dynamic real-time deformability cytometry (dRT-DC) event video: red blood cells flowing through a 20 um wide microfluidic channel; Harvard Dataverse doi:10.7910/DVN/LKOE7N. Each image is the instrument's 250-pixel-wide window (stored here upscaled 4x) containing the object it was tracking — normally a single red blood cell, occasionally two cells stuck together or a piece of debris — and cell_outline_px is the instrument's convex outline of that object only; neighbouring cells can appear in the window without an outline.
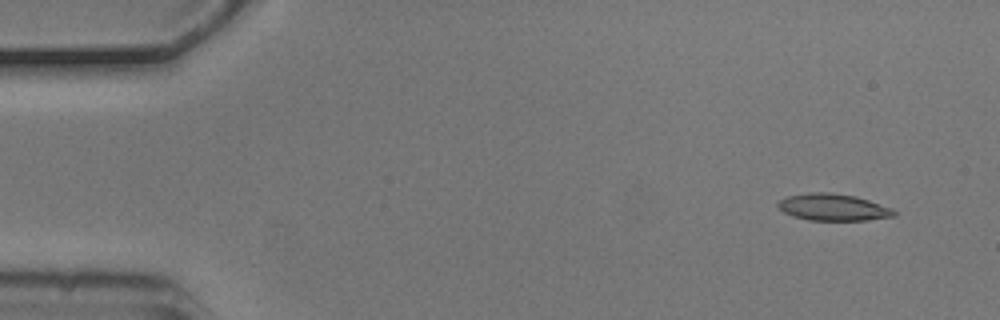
{"species": "common noctule bat (a hibernating species)", "species_latin": "Nyctalus noctula", "temperature_condition": "cold", "stored_images_in_passage": 5, "camera_frame_rate_fps": 3000, "um_per_image_px": 0.085, "animal": {"sex": "male", "body_mass_g": 20.5, "forearm_length_mm": 52.5}, "frame": {"image": 1, "passage_image": 1, "time_ms": 0.0, "image_size_px": [1000, 320], "cell_outline_px": [[896, 216], [868, 220], [808, 220], [792, 216], [784, 212], [776, 204], [780, 200], [788, 196], [812, 192], [832, 192], [856, 196], [892, 208], [896, 212]], "centroid_in_image_um": [70.83, 17.61], "position_along_channel_um": 14.2, "area_um2": 18.15}}
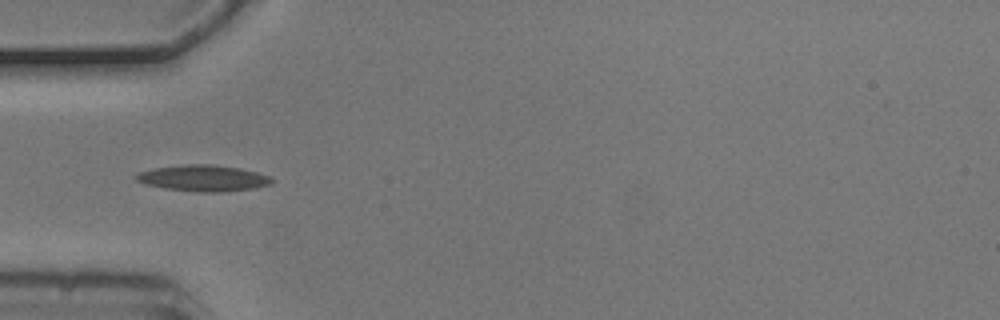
{"frame": {"image": 2, "passage_image": 4, "time_ms": 1.0, "image_size_px": [1000, 320], "cell_outline_px": [[276, 180], [272, 184], [252, 188], [220, 192], [200, 192], [168, 188], [144, 184], [136, 180], [136, 176], [140, 172], [152, 168], [184, 164], [212, 164], [240, 168], [272, 176]], "centroid_in_image_um": [17.33, 15.13], "position_along_channel_um": 67.7, "area_um2": 20.69}}